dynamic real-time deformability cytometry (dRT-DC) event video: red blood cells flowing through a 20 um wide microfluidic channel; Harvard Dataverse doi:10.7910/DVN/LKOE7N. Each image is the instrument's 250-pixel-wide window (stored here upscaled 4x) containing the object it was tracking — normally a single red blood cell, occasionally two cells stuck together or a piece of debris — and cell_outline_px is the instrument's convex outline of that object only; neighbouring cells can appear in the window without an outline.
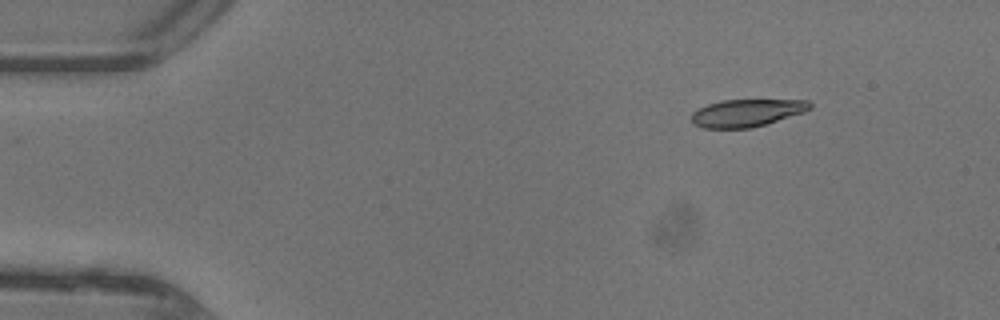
{"species": "common noctule bat (a hibernating species)", "species_latin": "Nyctalus noctula", "temperature_condition": "warm", "stored_images_in_passage": 10, "camera_frame_rate_fps": 3000, "um_per_image_px": 0.085, "animal": {"sex": "female"}, "frame": {"image": 1, "passage_image": 1, "time_ms": 0.0, "image_size_px": [1000, 320], "cell_outline_px": [[812, 108], [804, 112], [752, 128], [704, 128], [692, 124], [692, 112], [696, 108], [720, 100], [808, 100], [812, 104]], "centroid_in_image_um": [63.45, 9.59], "position_along_channel_um": 21.6, "area_um2": 19.02}}